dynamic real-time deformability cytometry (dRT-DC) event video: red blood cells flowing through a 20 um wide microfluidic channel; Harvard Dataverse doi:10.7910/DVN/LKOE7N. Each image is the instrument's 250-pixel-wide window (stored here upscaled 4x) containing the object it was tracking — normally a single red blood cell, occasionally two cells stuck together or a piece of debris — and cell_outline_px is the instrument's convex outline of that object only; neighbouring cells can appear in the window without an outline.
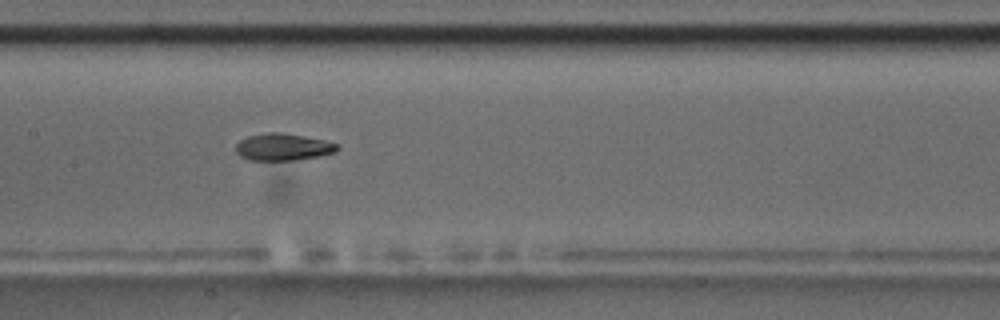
{"species": "common noctule bat (a hibernating species)", "species_latin": "Nyctalus noctula", "temperature_condition": "room temperature", "stored_images_in_passage": 10, "camera_frame_rate_fps": 3000, "um_per_image_px": 0.085, "animal": {"sex": "male", "body_mass_g": 17.5, "forearm_length_mm": 52.3}, "frame": {"image": 1, "passage_image": 10, "time_ms": 10.333, "image_size_px": [1000, 320], "cell_outline_px": [[340, 148], [336, 152], [320, 156], [296, 160], [248, 160], [240, 156], [236, 152], [236, 144], [240, 140], [248, 136], [268, 132], [280, 132], [324, 140], [340, 144]], "centroid_in_image_um": [24.08, 12.5], "position_along_channel_um": 183.3, "area_um2": 16.07}}